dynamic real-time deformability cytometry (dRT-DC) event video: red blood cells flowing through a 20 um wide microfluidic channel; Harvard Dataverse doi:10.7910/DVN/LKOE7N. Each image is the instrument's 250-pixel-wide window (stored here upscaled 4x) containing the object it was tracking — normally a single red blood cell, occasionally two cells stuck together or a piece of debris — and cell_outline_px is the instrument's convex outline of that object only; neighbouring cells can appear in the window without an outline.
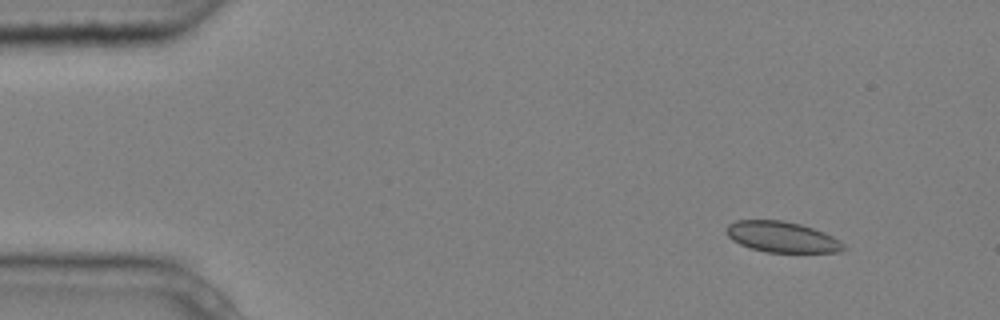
{"species": "common noctule bat (a hibernating species)", "species_latin": "Nyctalus noctula", "temperature_condition": "cold", "stored_images_in_passage": 4, "camera_frame_rate_fps": 3000, "um_per_image_px": 0.085, "animal": {"sex": "male", "body_mass_g": 20.4}, "frame": {"image": 1, "passage_image": 2, "time_ms": 0.333, "image_size_px": [1000, 320], "cell_outline_px": [[848, 248], [840, 252], [768, 252], [752, 248], [740, 244], [732, 240], [724, 232], [724, 228], [728, 224], [736, 220], [784, 220], [800, 224], [824, 232], [840, 240]], "centroid_in_image_um": [66.46, 20.13], "position_along_channel_um": 18.5, "area_um2": 21.15}}